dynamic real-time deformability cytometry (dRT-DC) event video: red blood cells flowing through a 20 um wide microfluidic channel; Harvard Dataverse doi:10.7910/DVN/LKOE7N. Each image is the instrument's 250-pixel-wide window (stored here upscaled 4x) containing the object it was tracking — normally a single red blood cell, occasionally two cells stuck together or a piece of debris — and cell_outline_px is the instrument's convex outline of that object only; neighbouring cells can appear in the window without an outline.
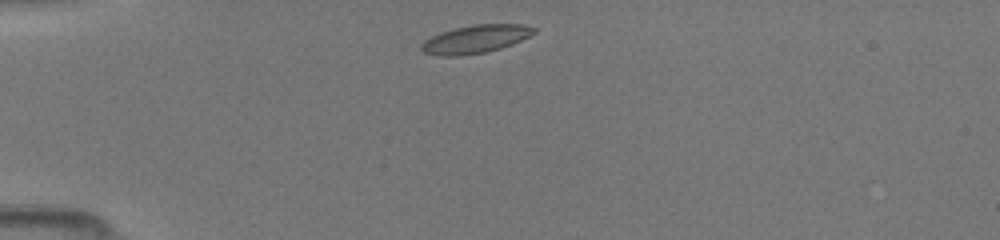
{"species": "common noctule bat (a hibernating species)", "species_latin": "Nyctalus noctula", "temperature_condition": "room temperature", "stored_images_in_passage": 38, "camera_frame_rate_fps": 3000, "um_per_image_px": 0.085, "animal": {"sex": "female", "body_mass_g": 19.5, "forearm_length_mm": 54.1}, "frame": {"image": 1, "passage_image": 1, "time_ms": 0.0, "image_size_px": [1000, 240], "cell_outline_px": [[536, 32], [512, 44], [500, 48], [484, 52], [460, 56], [440, 56], [424, 52], [420, 48], [420, 44], [424, 40], [440, 32], [472, 24], [524, 24], [536, 28]], "centroid_in_image_um": [40.39, 3.32], "position_along_channel_um": 44.6, "area_um2": 18.38}}
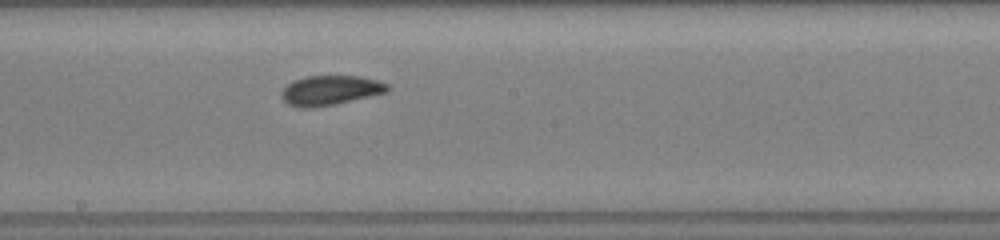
{"frame": {"image": 2, "passage_image": 16, "time_ms": 5.0, "image_size_px": [1000, 240], "cell_outline_px": [[388, 92], [332, 104], [308, 108], [304, 108], [288, 104], [280, 96], [280, 92], [292, 80], [304, 76], [356, 76], [376, 80], [388, 84]], "centroid_in_image_um": [28.02, 7.66], "position_along_channel_um": 220.2, "area_um2": 18.03}}
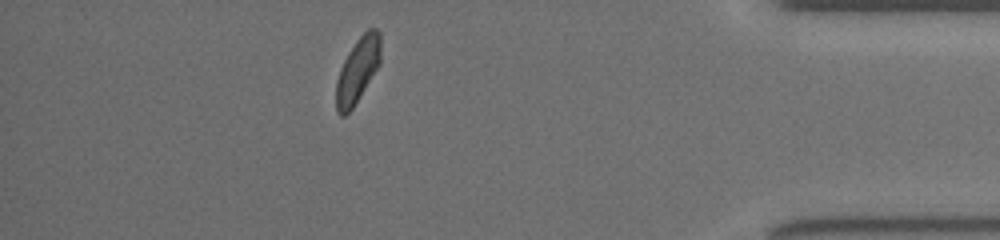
{"frame": {"image": 3, "passage_image": 32, "time_ms": 10.333, "image_size_px": [1000, 240], "cell_outline_px": [[380, 64], [352, 108], [344, 116], [340, 116], [336, 112], [336, 80], [340, 68], [348, 52], [356, 40], [368, 28], [376, 28], [380, 32]], "centroid_in_image_um": [30.39, 5.95], "position_along_channel_um": 404.8, "area_um2": 16.82}}